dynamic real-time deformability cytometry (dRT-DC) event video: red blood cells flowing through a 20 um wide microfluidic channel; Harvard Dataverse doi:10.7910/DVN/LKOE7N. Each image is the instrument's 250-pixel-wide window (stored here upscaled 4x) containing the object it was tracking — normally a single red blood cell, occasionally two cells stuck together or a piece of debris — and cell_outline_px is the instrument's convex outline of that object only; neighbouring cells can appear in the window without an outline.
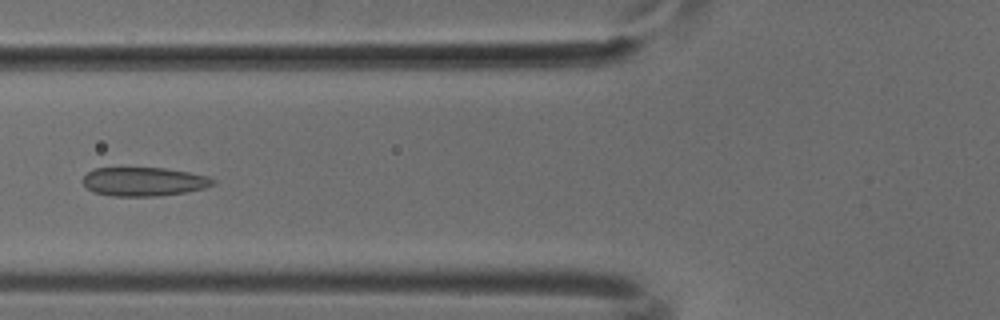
{"species": "common noctule bat (a hibernating species)", "species_latin": "Nyctalus noctula", "temperature_condition": "cold", "stored_images_in_passage": 38, "camera_frame_rate_fps": 3000, "um_per_image_px": 0.085, "animal": {"sex": "male", "body_mass_g": 18.8}, "frame": {"image": 1, "passage_image": 7, "time_ms": 2.0, "image_size_px": [1000, 320], "cell_outline_px": [[216, 184], [204, 188], [184, 192], [160, 196], [112, 196], [92, 192], [84, 184], [84, 176], [88, 172], [96, 168], [164, 168], [188, 172], [208, 176], [216, 180]], "centroid_in_image_um": [12.25, 15.44], "position_along_channel_um": 113.5, "area_um2": 21.79}}
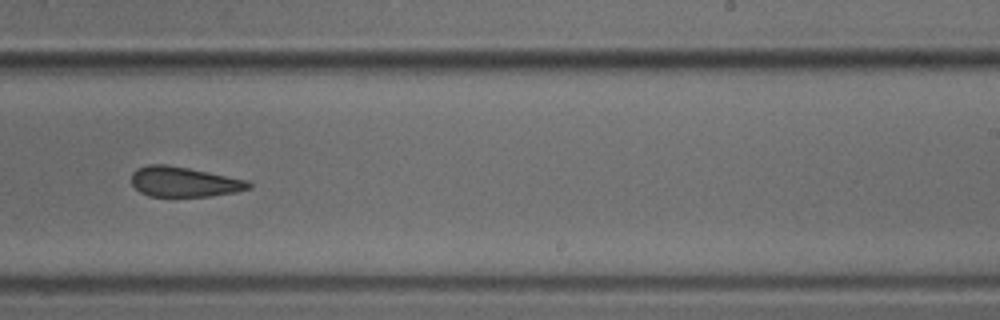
{"frame": {"image": 2, "passage_image": 19, "time_ms": 6.0, "image_size_px": [1000, 320], "cell_outline_px": [[252, 188], [236, 192], [212, 196], [148, 196], [140, 192], [132, 184], [132, 172], [136, 168], [148, 164], [168, 164], [248, 180], [252, 184]], "centroid_in_image_um": [15.64, 15.45], "position_along_channel_um": 273.4, "area_um2": 20.63}}
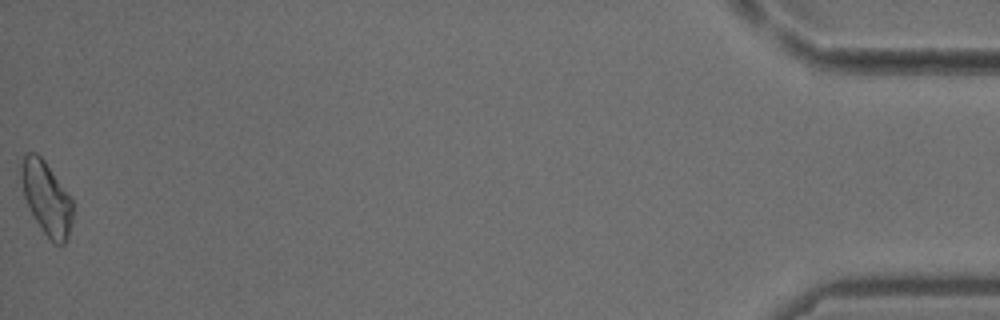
{"frame": {"image": 3, "passage_image": 38, "time_ms": 12.333, "image_size_px": [1000, 320], "cell_outline_px": [[72, 224], [68, 236], [64, 244], [52, 244], [36, 220], [24, 196], [20, 176], [20, 164], [24, 156], [28, 152], [36, 152], [44, 160], [72, 200]], "centroid_in_image_um": [3.94, 16.84], "position_along_channel_um": 431.3, "area_um2": 21.68}}